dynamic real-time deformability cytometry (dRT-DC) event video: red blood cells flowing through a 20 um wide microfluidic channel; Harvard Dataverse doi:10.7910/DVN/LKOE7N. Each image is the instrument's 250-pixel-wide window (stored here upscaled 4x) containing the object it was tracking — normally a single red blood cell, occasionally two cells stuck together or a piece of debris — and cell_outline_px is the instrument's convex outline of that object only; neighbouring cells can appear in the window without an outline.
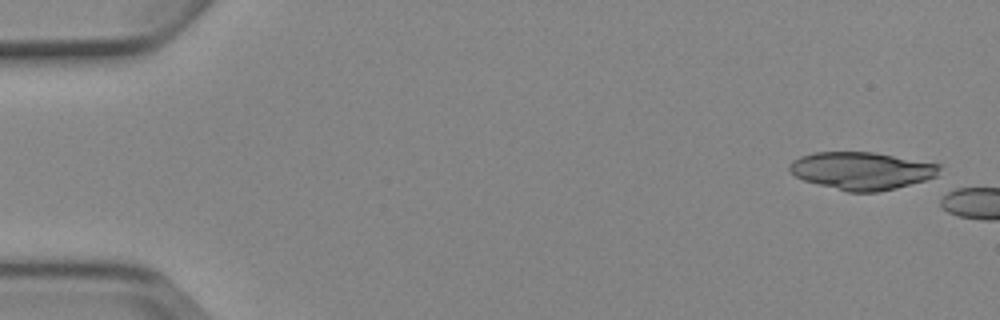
{"species": "Egyptian fruit bat (a non-hibernating species)", "species_latin": "Rousettus aegyptiacus", "temperature_condition": "cold", "stored_images_in_passage": 2, "camera_frame_rate_fps": 3000, "um_per_image_px": 0.085, "animal": {"sex": "female"}, "frame": {"image": 1, "passage_image": 1, "time_ms": 0.0, "image_size_px": [1000, 320], "cell_outline_px": [[940, 168], [936, 176], [928, 180], [896, 188], [876, 192], [848, 192], [804, 180], [796, 176], [788, 168], [788, 164], [792, 160], [800, 156], [816, 152], [872, 152], [940, 164]], "centroid_in_image_um": [73.24, 14.51], "position_along_channel_um": 11.8, "area_um2": 32.71}}